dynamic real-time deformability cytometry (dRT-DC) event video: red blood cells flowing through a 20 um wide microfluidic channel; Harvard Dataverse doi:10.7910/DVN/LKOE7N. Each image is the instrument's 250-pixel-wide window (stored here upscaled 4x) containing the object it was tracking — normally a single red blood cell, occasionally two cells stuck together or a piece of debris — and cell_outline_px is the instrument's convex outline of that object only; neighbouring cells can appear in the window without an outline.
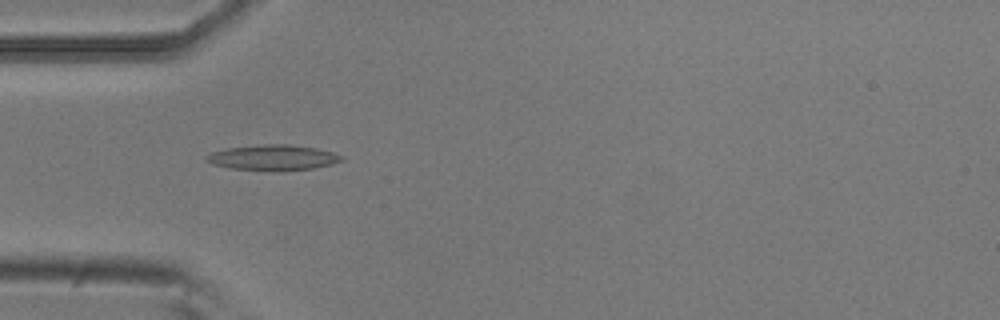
{"species": "common noctule bat (a hibernating species)", "species_latin": "Nyctalus noctula", "temperature_condition": "room temperature", "stored_images_in_passage": 53, "camera_frame_rate_fps": 3000, "um_per_image_px": 0.085, "animal": {"sex": "male", "body_mass_g": 20.5, "forearm_length_mm": 52.5}, "frame": {"image": 1, "passage_image": 16, "time_ms": 5.0, "image_size_px": [1000, 320], "cell_outline_px": [[344, 160], [332, 164], [312, 168], [228, 168], [212, 164], [204, 160], [204, 156], [212, 152], [228, 148], [264, 144], [288, 144], [316, 148], [332, 152], [344, 156]], "centroid_in_image_um": [23.19, 13.34], "position_along_channel_um": 61.8, "area_um2": 19.13}}
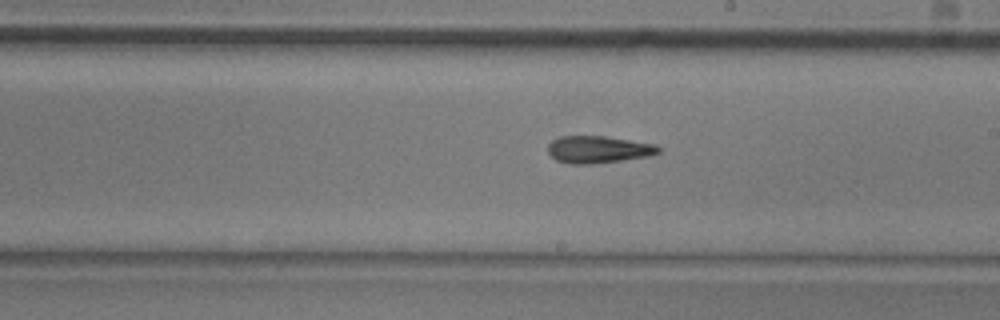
{"frame": {"image": 2, "passage_image": 30, "time_ms": 9.667, "image_size_px": [1000, 320], "cell_outline_px": [[660, 152], [648, 156], [592, 164], [572, 164], [556, 160], [548, 152], [548, 144], [552, 140], [560, 136], [604, 136], [656, 144], [660, 148]], "centroid_in_image_um": [50.84, 12.7], "position_along_channel_um": 238.2, "area_um2": 17.4}}
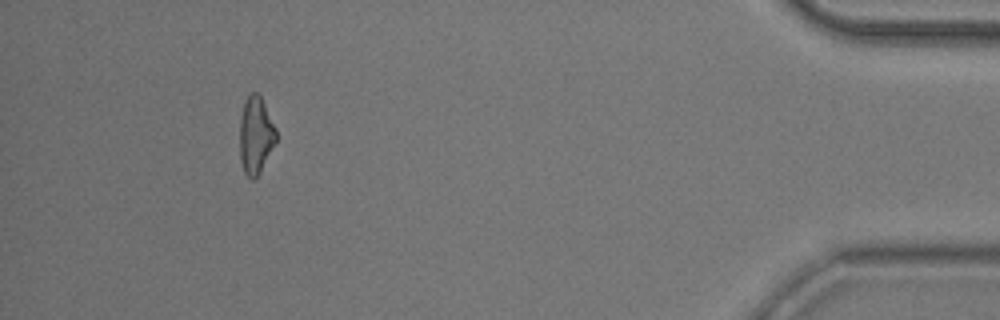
{"frame": {"image": 3, "passage_image": 49, "time_ms": 16.0, "image_size_px": [1000, 320], "cell_outline_px": [[276, 140], [260, 172], [252, 180], [244, 172], [240, 160], [240, 116], [244, 100], [252, 92], [256, 92], [260, 96], [276, 128]], "centroid_in_image_um": [21.71, 11.48], "position_along_channel_um": 413.5, "area_um2": 16.18}, "authors_computed_cell_mechanics": {"area_um2": 17.4556, "velocity_mm_per_s": 3.7854, "shape_relaxation_time_tau1_ms": null, "shape_relaxation_time_tau2_ms": 6.9757, "deformation_change_tau1": null, "deformation_change_tau2": 0.192}}